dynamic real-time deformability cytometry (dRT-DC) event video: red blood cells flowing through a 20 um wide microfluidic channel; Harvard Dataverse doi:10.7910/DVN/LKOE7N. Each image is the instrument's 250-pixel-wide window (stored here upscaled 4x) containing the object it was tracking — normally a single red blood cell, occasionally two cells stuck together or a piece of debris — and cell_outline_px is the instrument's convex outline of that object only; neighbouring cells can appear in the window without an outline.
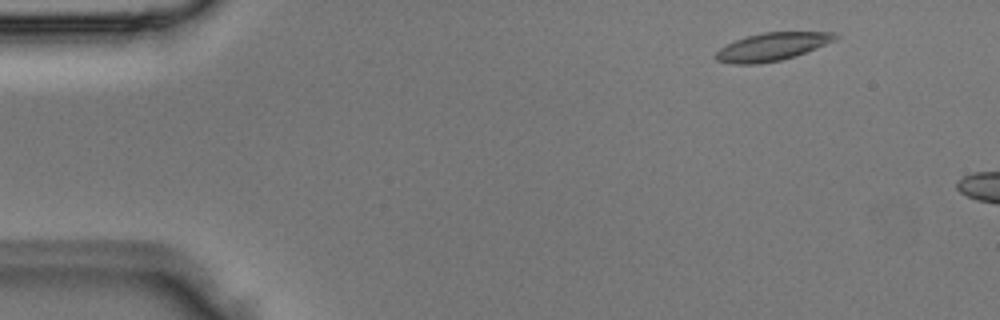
{"species": "Egyptian fruit bat (a non-hibernating species)", "species_latin": "Rousettus aegyptiacus", "temperature_condition": "room temperature", "stored_images_in_passage": 2, "camera_frame_rate_fps": 3000, "um_per_image_px": 0.085, "animal": {"sex": "male"}, "frame": {"image": 1, "passage_image": 1, "time_ms": 0.0, "image_size_px": [1000, 320], "cell_outline_px": [[840, 36], [836, 40], [796, 56], [780, 60], [756, 64], [732, 64], [716, 60], [716, 52], [720, 48], [736, 40], [748, 36], [764, 32], [836, 32]], "centroid_in_image_um": [65.67, 3.97], "position_along_channel_um": 19.3, "area_um2": 19.31}}